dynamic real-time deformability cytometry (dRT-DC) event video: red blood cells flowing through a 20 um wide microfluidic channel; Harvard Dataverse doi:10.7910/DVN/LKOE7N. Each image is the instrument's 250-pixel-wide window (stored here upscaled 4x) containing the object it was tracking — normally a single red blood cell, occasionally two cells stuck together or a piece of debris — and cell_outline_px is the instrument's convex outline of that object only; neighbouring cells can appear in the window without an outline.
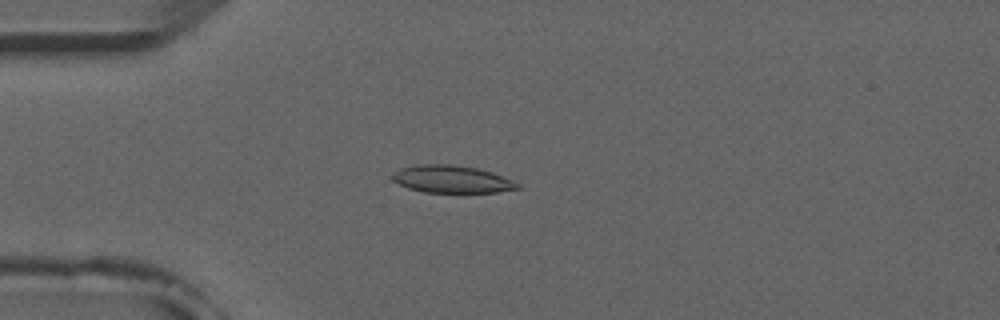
{"species": "common noctule bat (a hibernating species)", "species_latin": "Nyctalus noctula", "temperature_condition": "room temperature", "stored_images_in_passage": 4, "camera_frame_rate_fps": 3000, "um_per_image_px": 0.085, "animal": {"sex": "male", "forearm_length_mm": 52.5}, "frame": {"image": 1, "passage_image": 4, "time_ms": 3.333, "image_size_px": [1000, 320], "cell_outline_px": [[520, 188], [496, 192], [424, 192], [408, 188], [392, 180], [392, 172], [400, 168], [416, 164], [452, 164], [476, 168], [492, 172], [512, 180], [520, 184]], "centroid_in_image_um": [38.37, 15.22], "position_along_channel_um": 46.6, "area_um2": 20.0}}